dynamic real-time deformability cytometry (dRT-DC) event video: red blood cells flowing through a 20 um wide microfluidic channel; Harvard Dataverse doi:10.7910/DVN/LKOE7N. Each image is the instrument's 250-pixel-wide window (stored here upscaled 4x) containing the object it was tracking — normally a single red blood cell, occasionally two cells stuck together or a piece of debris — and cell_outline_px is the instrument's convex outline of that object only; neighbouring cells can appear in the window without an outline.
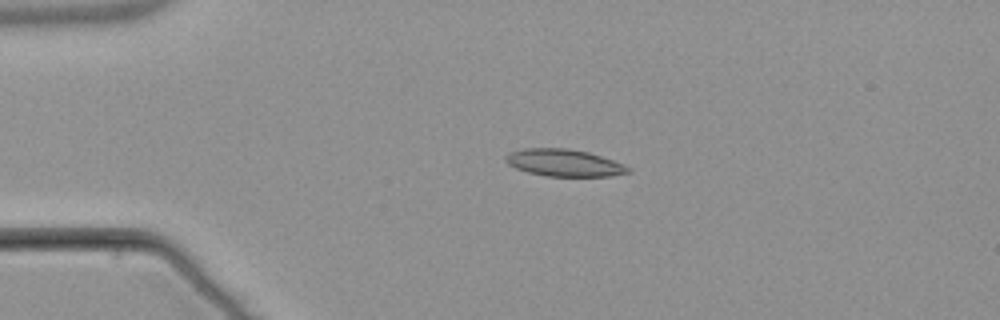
{"species": "common noctule bat (a hibernating species)", "species_latin": "Nyctalus noctula", "temperature_condition": "warm", "stored_images_in_passage": 3, "camera_frame_rate_fps": 3000, "um_per_image_px": 0.085, "animal": {"sex": "male", "body_mass_g": 21.5, "forearm_length_mm": 52.0}, "frame": {"image": 1, "passage_image": 2, "time_ms": 1.333, "image_size_px": [1000, 320], "cell_outline_px": [[632, 172], [612, 176], [544, 176], [528, 172], [516, 168], [508, 164], [504, 160], [504, 156], [508, 152], [524, 148], [568, 148], [588, 152], [624, 164], [632, 168]], "centroid_in_image_um": [47.94, 13.84], "position_along_channel_um": 37.1, "area_um2": 19.54}}